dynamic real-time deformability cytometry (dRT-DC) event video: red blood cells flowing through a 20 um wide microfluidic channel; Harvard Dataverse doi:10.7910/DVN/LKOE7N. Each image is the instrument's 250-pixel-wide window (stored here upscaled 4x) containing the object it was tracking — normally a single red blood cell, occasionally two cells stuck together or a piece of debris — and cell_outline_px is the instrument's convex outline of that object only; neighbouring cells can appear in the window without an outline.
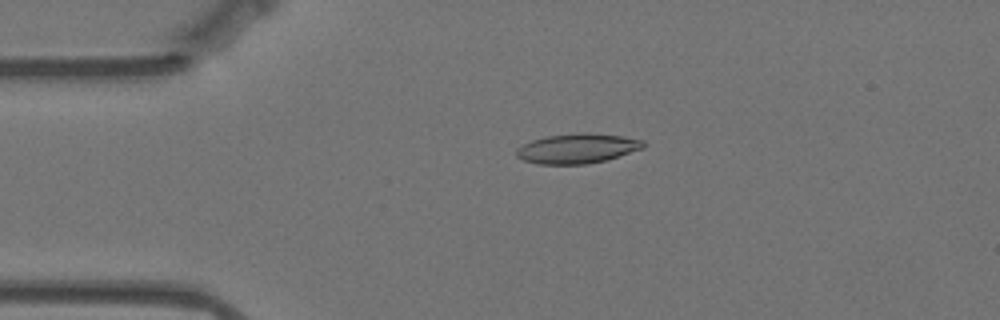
{"species": "Egyptian fruit bat (a non-hibernating species)", "species_latin": "Rousettus aegyptiacus", "temperature_condition": "warm", "stored_images_in_passage": 57, "camera_frame_rate_fps": 3000, "um_per_image_px": 0.085, "animal": {"sex": "female"}, "frame": {"image": 1, "passage_image": 12, "time_ms": 3.667, "image_size_px": [1000, 320], "cell_outline_px": [[644, 148], [608, 160], [588, 164], [536, 164], [524, 160], [516, 156], [516, 148], [532, 140], [548, 136], [580, 132], [588, 132], [624, 136], [644, 140]], "centroid_in_image_um": [49.1, 12.62], "position_along_channel_um": 35.9, "area_um2": 22.25}}
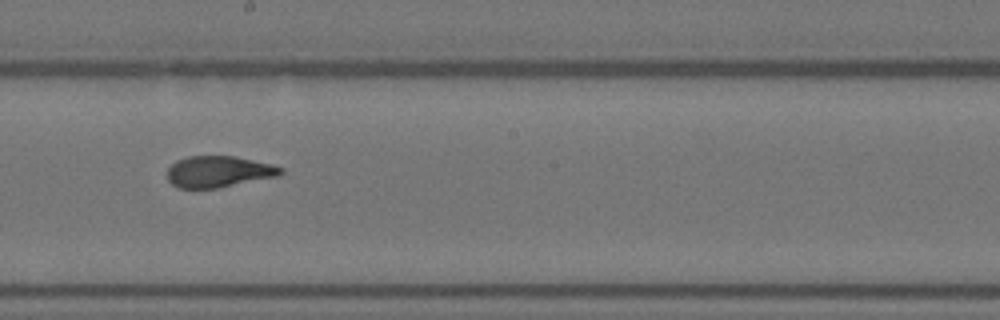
{"frame": {"image": 2, "passage_image": 31, "time_ms": 10.0, "image_size_px": [1000, 320], "cell_outline_px": [[284, 172], [280, 176], [216, 188], [180, 188], [172, 184], [168, 180], [168, 168], [176, 160], [188, 156], [236, 156], [272, 164], [284, 168]], "centroid_in_image_um": [18.62, 14.58], "position_along_channel_um": 229.6, "area_um2": 20.81}}
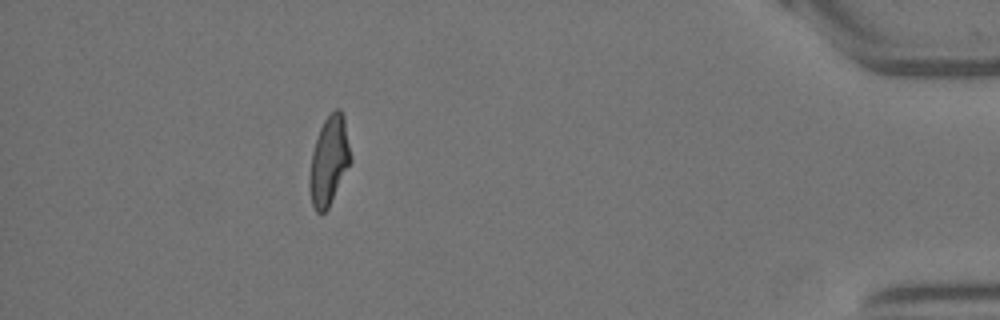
{"frame": {"image": 3, "passage_image": 51, "time_ms": 16.667, "image_size_px": [1000, 320], "cell_outline_px": [[352, 160], [328, 208], [324, 212], [316, 212], [312, 204], [308, 184], [308, 176], [312, 152], [320, 128], [324, 120], [336, 108], [340, 108], [344, 116], [352, 156]], "centroid_in_image_um": [27.97, 13.65], "position_along_channel_um": 407.2, "area_um2": 21.33}, "authors_computed_cell_mechanics": {"area_um2": 21.4438, "velocity_mm_per_s": 3.5196, "shape_relaxation_time_tau1_ms": 5.2651, "shape_relaxation_time_tau2_ms": 1.2406, "deformation_change_tau1": 0.2094, "deformation_change_tau2": 0.094}}